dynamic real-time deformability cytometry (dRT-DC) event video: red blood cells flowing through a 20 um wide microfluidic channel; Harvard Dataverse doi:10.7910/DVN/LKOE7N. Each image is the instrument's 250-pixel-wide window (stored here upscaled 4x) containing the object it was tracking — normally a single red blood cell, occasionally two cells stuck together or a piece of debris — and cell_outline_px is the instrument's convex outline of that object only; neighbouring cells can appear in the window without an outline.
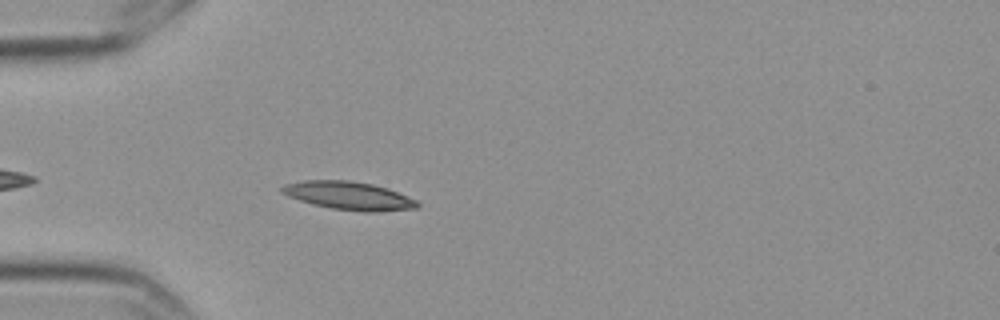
{"species": "Egyptian fruit bat (a non-hibernating species)", "species_latin": "Rousettus aegyptiacus", "temperature_condition": "cold", "stored_images_in_passage": 5, "camera_frame_rate_fps": 3000, "um_per_image_px": 0.085, "frame": {"image": 1, "passage_image": 5, "time_ms": 1.333, "image_size_px": [1000, 320], "cell_outline_px": [[420, 204], [416, 208], [376, 212], [364, 212], [332, 208], [312, 204], [288, 196], [280, 192], [280, 188], [284, 184], [304, 180], [348, 180], [372, 184], [388, 188], [416, 200]], "centroid_in_image_um": [29.63, 16.63], "position_along_channel_um": 55.4, "area_um2": 22.2}}